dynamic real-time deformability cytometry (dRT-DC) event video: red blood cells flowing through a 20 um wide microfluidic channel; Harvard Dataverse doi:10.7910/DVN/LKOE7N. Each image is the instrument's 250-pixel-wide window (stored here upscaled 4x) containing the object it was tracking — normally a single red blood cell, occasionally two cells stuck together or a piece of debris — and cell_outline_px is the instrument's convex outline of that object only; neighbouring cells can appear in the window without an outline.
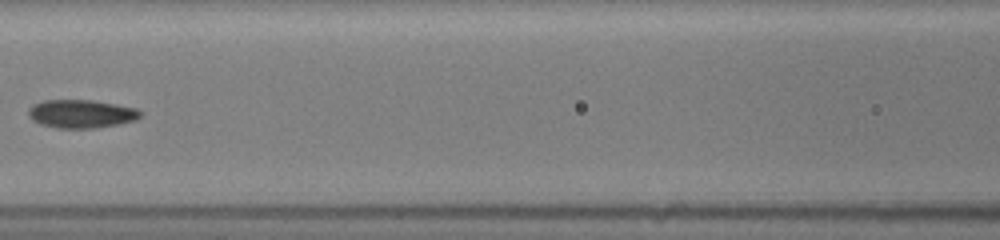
{"species": "common noctule bat (a hibernating species)", "species_latin": "Nyctalus noctula", "temperature_condition": "room temperature", "stored_images_in_passage": 72, "segment_of_instrument_passage": [2, 2], "camera_frame_rate_fps": 3000, "um_per_image_px": 0.085, "animal": {"sex": "female", "body_mass_g": 19.5, "forearm_length_mm": 54.1}, "frame": {"image": 1, "passage_image": 32, "time_ms": 8.333, "image_size_px": [1000, 240], "cell_outline_px": [[144, 112], [136, 120], [116, 124], [92, 128], [60, 128], [40, 124], [32, 120], [28, 116], [28, 108], [32, 104], [44, 100], [92, 100], [116, 104], [136, 108]], "centroid_in_image_um": [6.89, 9.66], "position_along_channel_um": 159.7, "area_um2": 18.5}}
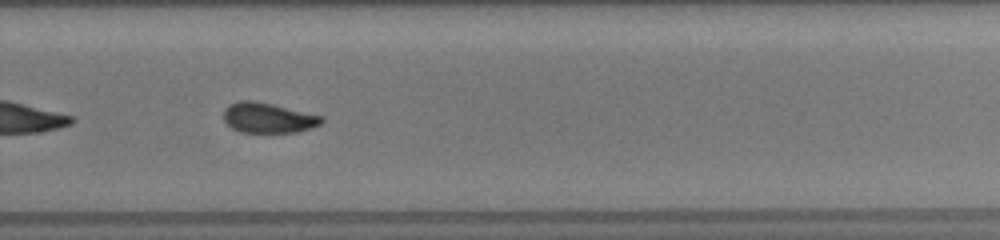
{"frame": {"image": 2, "passage_image": 48, "time_ms": 12.0, "image_size_px": [1000, 240], "cell_outline_px": [[324, 120], [320, 124], [312, 128], [296, 132], [240, 132], [232, 128], [224, 120], [224, 108], [228, 104], [240, 100], [252, 100], [272, 104], [324, 116]], "centroid_in_image_um": [22.79, 10.01], "position_along_channel_um": 307.0, "area_um2": 17.28}}
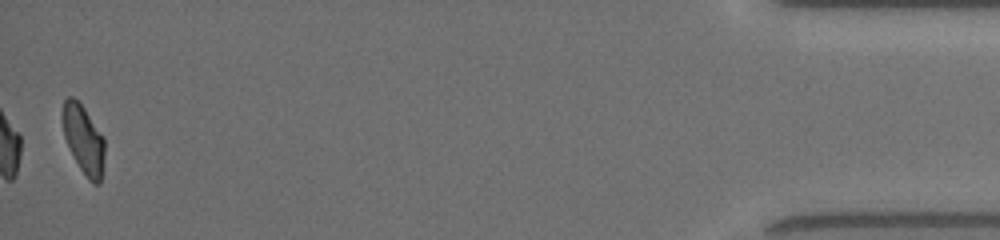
{"frame": {"image": 3, "passage_image": 72, "time_ms": 17.0, "image_size_px": [1000, 240], "cell_outline_px": [[104, 156], [100, 184], [92, 184], [88, 180], [80, 168], [64, 136], [60, 116], [60, 112], [64, 100], [68, 96], [72, 96], [84, 108], [104, 136]], "centroid_in_image_um": [7.08, 11.82], "position_along_channel_um": 428.1, "area_um2": 16.94}}